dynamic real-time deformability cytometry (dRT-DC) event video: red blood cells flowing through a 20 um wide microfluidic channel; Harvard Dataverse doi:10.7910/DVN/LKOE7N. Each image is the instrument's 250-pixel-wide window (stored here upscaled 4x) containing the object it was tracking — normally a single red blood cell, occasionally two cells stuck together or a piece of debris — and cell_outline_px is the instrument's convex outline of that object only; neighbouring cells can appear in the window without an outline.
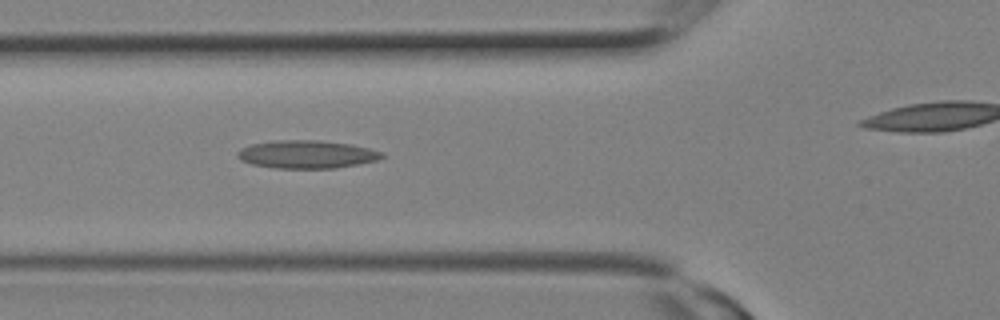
{"species": "Egyptian fruit bat (a non-hibernating species)", "species_latin": "Rousettus aegyptiacus", "temperature_condition": "room temperature", "stored_images_in_passage": 9, "segment_of_instrument_passage": [1, 2], "camera_frame_rate_fps": 3000, "um_per_image_px": 0.085, "animal": {"sex": "female"}, "frame": {"image": 1, "passage_image": 8, "time_ms": 2.333, "image_size_px": [1000, 320], "cell_outline_px": [[380, 156], [372, 160], [352, 164], [328, 168], [284, 168], [256, 164], [244, 160], [240, 156], [240, 152], [244, 148], [256, 144], [344, 144], [364, 148], [376, 152]], "centroid_in_image_um": [26.05, 13.2], "position_along_channel_um": 99.7, "area_um2": 19.83}}